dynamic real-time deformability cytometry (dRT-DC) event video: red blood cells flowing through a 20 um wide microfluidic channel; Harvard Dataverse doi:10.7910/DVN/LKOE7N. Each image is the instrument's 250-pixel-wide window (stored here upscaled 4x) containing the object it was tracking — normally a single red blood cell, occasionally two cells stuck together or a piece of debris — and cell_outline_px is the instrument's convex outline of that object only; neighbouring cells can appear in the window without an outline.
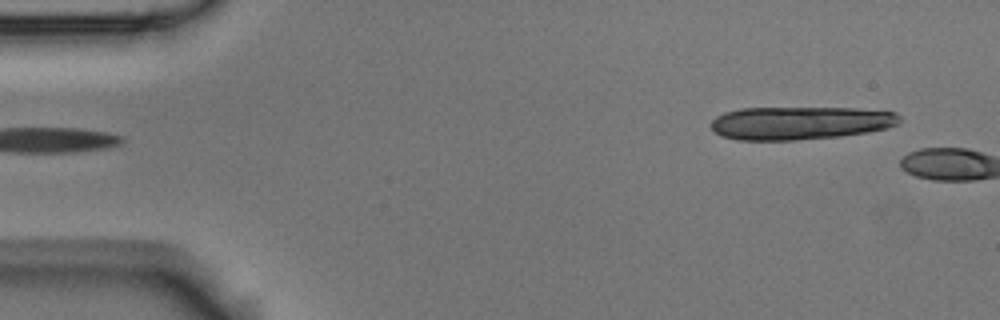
{"species": "Egyptian fruit bat (a non-hibernating species)", "species_latin": "Rousettus aegyptiacus", "temperature_condition": "room temperature", "stored_images_in_passage": 4, "camera_frame_rate_fps": 3000, "um_per_image_px": 0.085, "animal": {"sex": "male"}, "frame": {"image": 1, "passage_image": 4, "time_ms": 1.0, "image_size_px": [1000, 320], "cell_outline_px": [[900, 124], [888, 128], [868, 132], [840, 136], [796, 140], [736, 140], [720, 136], [712, 128], [712, 120], [716, 116], [724, 112], [740, 108], [856, 108], [896, 112], [900, 116]], "centroid_in_image_um": [68.02, 10.45], "position_along_channel_um": 17.0, "area_um2": 36.65}}